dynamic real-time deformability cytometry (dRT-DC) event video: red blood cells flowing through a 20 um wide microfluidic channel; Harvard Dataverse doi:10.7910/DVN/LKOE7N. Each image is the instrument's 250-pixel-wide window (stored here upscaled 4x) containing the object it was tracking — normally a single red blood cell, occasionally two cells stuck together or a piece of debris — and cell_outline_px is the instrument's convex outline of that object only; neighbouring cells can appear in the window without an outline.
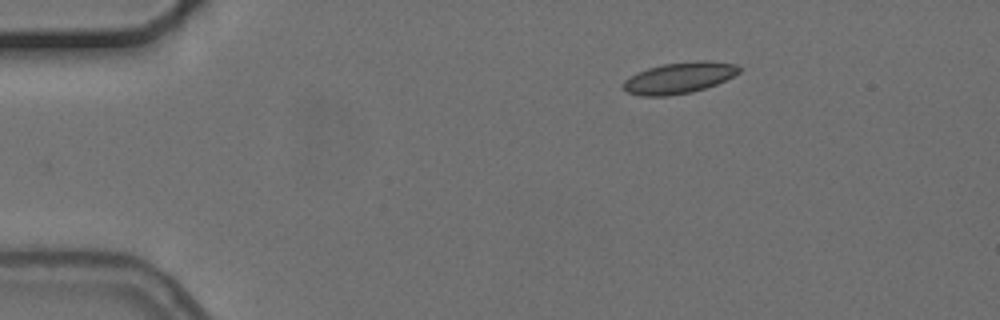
{"species": "common noctule bat (a hibernating species)", "species_latin": "Nyctalus noctula", "temperature_condition": "cold", "stored_images_in_passage": 2, "camera_frame_rate_fps": 3000, "um_per_image_px": 0.085, "animal": {"sex": "female", "body_mass_g": 24.6, "forearm_length_mm": 56.2}, "frame": {"image": 1, "passage_image": 2, "time_ms": 1.333, "image_size_px": [1000, 320], "cell_outline_px": [[740, 72], [716, 84], [692, 92], [668, 96], [640, 96], [628, 92], [620, 84], [624, 80], [636, 72], [648, 68], [664, 64], [696, 60], [708, 60], [736, 64], [740, 68]], "centroid_in_image_um": [57.7, 6.61], "position_along_channel_um": 27.3, "area_um2": 21.1}}